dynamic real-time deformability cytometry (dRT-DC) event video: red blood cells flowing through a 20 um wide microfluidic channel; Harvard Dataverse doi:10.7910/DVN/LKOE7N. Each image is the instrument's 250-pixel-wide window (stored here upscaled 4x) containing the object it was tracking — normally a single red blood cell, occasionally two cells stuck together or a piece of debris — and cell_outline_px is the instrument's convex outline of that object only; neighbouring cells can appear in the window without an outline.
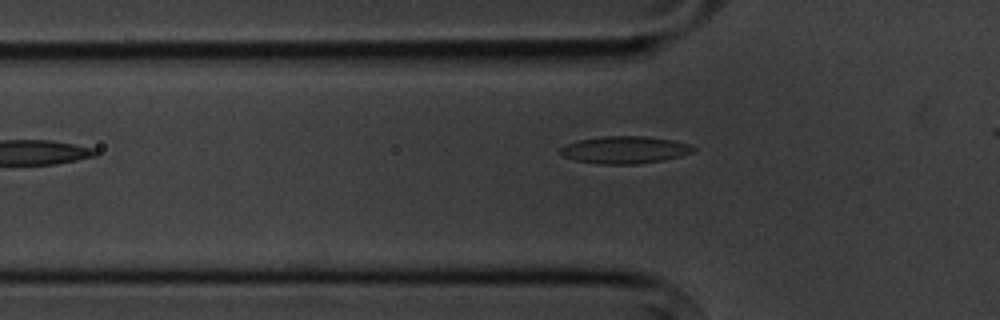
{"species": "common noctule bat (a hibernating species)", "species_latin": "Nyctalus noctula", "temperature_condition": "cold", "stored_images_in_passage": 4, "camera_frame_rate_fps": 3000, "um_per_image_px": 0.085, "animal": {"sex": "male", "body_mass_g": 20.1, "forearm_length_mm": 53.5}, "frame": {"image": 1, "passage_image": 4, "time_ms": 3.667, "image_size_px": [1000, 320], "cell_outline_px": [[696, 152], [664, 160], [636, 164], [600, 164], [576, 160], [560, 156], [560, 148], [564, 144], [576, 140], [604, 136], [644, 136], [672, 140], [688, 144], [696, 148]], "centroid_in_image_um": [53.08, 12.74], "position_along_channel_um": 72.7, "area_um2": 21.33}}